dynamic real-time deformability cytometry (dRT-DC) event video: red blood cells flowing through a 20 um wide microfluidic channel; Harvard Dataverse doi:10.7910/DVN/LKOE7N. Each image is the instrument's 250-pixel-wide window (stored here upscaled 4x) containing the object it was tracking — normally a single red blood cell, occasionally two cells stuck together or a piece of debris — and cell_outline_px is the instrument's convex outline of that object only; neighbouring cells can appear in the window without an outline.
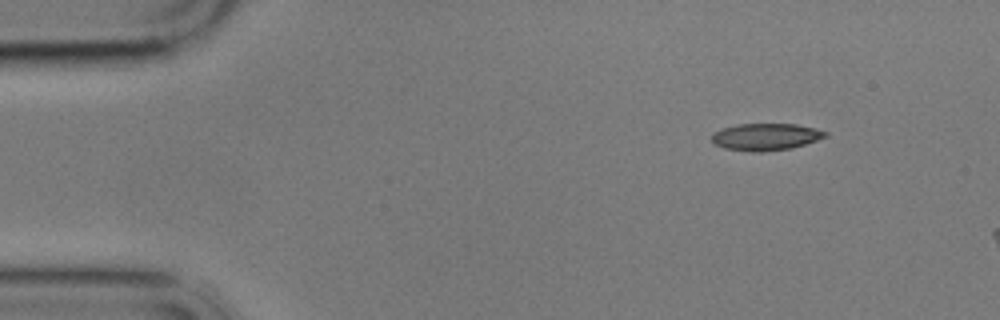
{"species": "common noctule bat (a hibernating species)", "species_latin": "Nyctalus noctula", "temperature_condition": "cold", "stored_images_in_passage": 4, "camera_frame_rate_fps": 3000, "um_per_image_px": 0.085, "animal": {"sex": "male", "body_mass_g": 17.9}, "frame": {"image": 1, "passage_image": 1, "time_ms": 0.0, "image_size_px": [1000, 320], "cell_outline_px": [[828, 136], [792, 148], [760, 152], [752, 152], [724, 148], [716, 144], [712, 140], [712, 132], [720, 128], [736, 124], [796, 124], [816, 128], [828, 132]], "centroid_in_image_um": [65.07, 11.62], "position_along_channel_um": 19.9, "area_um2": 17.98}}